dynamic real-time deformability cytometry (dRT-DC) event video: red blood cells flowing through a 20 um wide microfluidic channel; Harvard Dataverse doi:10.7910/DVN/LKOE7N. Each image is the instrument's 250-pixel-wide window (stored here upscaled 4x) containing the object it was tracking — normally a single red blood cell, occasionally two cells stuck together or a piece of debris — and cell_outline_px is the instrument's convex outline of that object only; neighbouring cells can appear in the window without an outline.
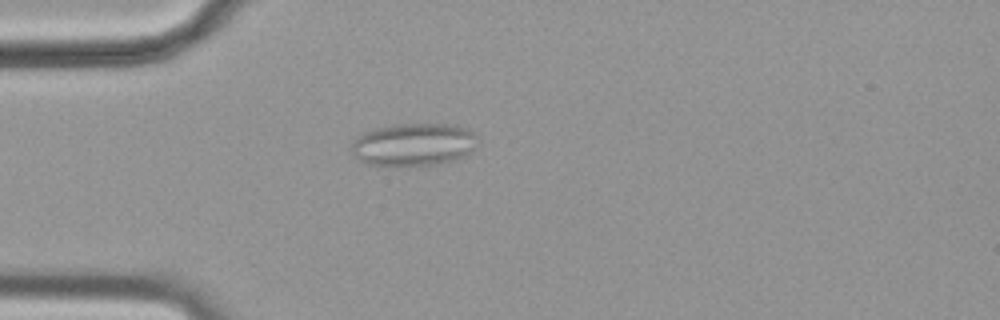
{"species": "common noctule bat (a hibernating species)", "species_latin": "Nyctalus noctula", "temperature_condition": "cold", "stored_images_in_passage": 55, "camera_frame_rate_fps": 3000, "um_per_image_px": 0.085, "animal": {"sex": "female", "body_mass_g": 19.9}, "frame": {"image": 1, "passage_image": 14, "time_ms": 4.333, "image_size_px": [1000, 320], "cell_outline_px": [[476, 136], [472, 148], [464, 156], [452, 160], [432, 164], [408, 168], [368, 164], [360, 160], [352, 152], [352, 144], [356, 136], [364, 132], [376, 128], [392, 124], [448, 124], [468, 128]], "centroid_in_image_um": [35.09, 12.3], "position_along_channel_um": 49.9, "area_um2": 31.5}}
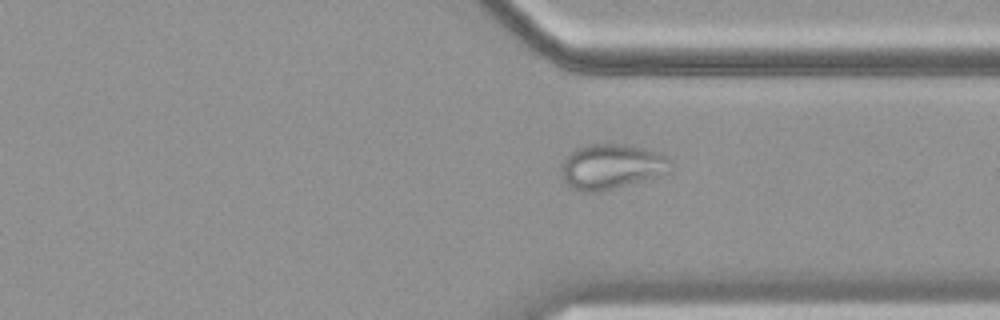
{"frame": {"image": 2, "passage_image": 41, "time_ms": 13.333, "image_size_px": [1000, 320], "cell_outline_px": [[672, 168], [668, 172], [660, 176], [596, 192], [576, 192], [560, 176], [560, 164], [576, 148], [588, 144], [628, 144], [644, 148], [664, 156], [672, 164]], "centroid_in_image_um": [51.93, 14.16], "position_along_channel_um": 359.5, "area_um2": 28.67}}
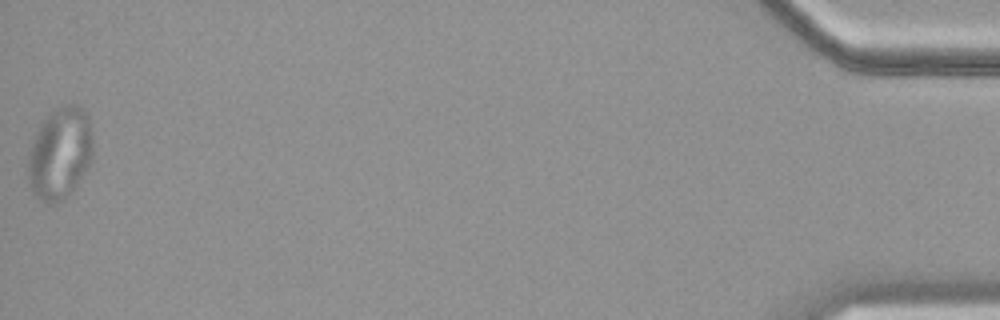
{"frame": {"image": 3, "passage_image": 55, "time_ms": 18.0, "image_size_px": [1000, 320], "cell_outline_px": [[92, 160], [76, 184], [56, 204], [48, 204], [40, 200], [32, 192], [28, 176], [28, 156], [32, 144], [40, 124], [56, 108], [64, 104], [76, 104], [88, 116], [92, 136]], "centroid_in_image_um": [5.09, 13.03], "position_along_channel_um": 430.1, "area_um2": 34.22}, "authors_computed_cell_mechanics": {"area_um2": 29.2468, "velocity_mm_per_s": 3.5698, "shape_relaxation_time_tau1_ms": null, "shape_relaxation_time_tau2_ms": 1.3238, "deformation_change_tau1": null, "deformation_change_tau2": 0.0714}}